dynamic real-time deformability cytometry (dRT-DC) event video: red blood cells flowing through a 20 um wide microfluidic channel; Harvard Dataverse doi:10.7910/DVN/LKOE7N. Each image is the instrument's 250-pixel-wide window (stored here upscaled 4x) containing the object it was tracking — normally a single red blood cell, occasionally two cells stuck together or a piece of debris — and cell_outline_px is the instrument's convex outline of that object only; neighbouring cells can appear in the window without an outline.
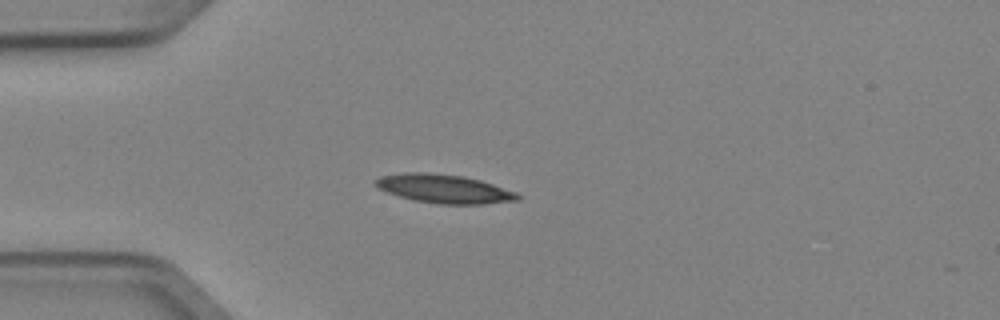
{"species": "Egyptian fruit bat (a non-hibernating species)", "species_latin": "Rousettus aegyptiacus", "temperature_condition": "cold", "stored_images_in_passage": 3, "camera_frame_rate_fps": 3000, "um_per_image_px": 0.085, "animal": {"sex": "female"}, "frame": {"image": 1, "passage_image": 3, "time_ms": 0.667, "image_size_px": [1000, 320], "cell_outline_px": [[520, 200], [480, 204], [436, 204], [416, 200], [400, 196], [376, 188], [372, 184], [380, 176], [404, 172], [428, 172], [464, 176], [480, 180], [516, 192], [520, 196]], "centroid_in_image_um": [37.72, 16.04], "position_along_channel_um": 47.3, "area_um2": 23.76}}